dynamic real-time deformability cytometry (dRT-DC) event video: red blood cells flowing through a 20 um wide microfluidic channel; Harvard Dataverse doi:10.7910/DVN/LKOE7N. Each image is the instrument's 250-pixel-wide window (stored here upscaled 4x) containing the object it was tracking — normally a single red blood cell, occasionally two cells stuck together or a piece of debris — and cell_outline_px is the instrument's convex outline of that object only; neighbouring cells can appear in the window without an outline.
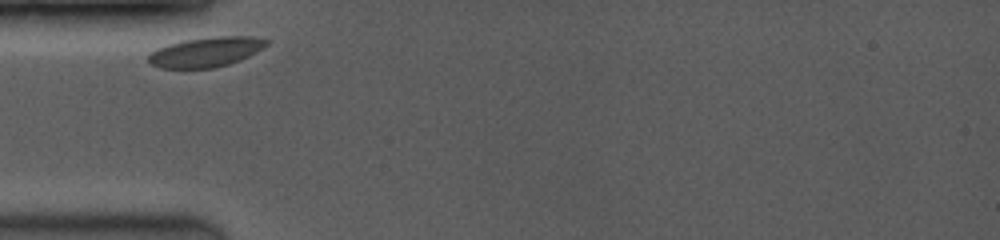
{"species": "common noctule bat (a hibernating species)", "species_latin": "Nyctalus noctula", "temperature_condition": "room temperature", "stored_images_in_passage": 25, "camera_frame_rate_fps": 3500, "um_per_image_px": 0.085, "animal": {"sex": "female", "body_mass_g": 19.0, "forearm_length_mm": 53.3}, "frame": {"image": 1, "passage_image": 1, "time_ms": 0.0, "image_size_px": [1000, 240], "cell_outline_px": [[268, 44], [264, 48], [240, 60], [228, 64], [212, 68], [160, 68], [152, 64], [148, 60], [148, 56], [156, 48], [168, 44], [184, 40], [216, 36], [252, 36], [268, 40]], "centroid_in_image_um": [17.51, 4.41], "position_along_channel_um": 67.5, "area_um2": 20.46}}
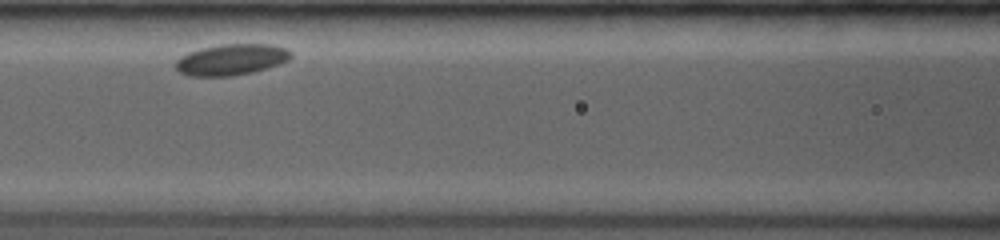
{"frame": {"image": 2, "passage_image": 5, "time_ms": 2.286, "image_size_px": [1000, 240], "cell_outline_px": [[292, 56], [288, 60], [280, 64], [252, 72], [232, 76], [192, 76], [180, 72], [176, 68], [176, 60], [180, 56], [188, 52], [200, 48], [220, 44], [272, 44], [288, 48], [292, 52]], "centroid_in_image_um": [19.69, 5.05], "position_along_channel_um": 146.9, "area_um2": 21.04}}
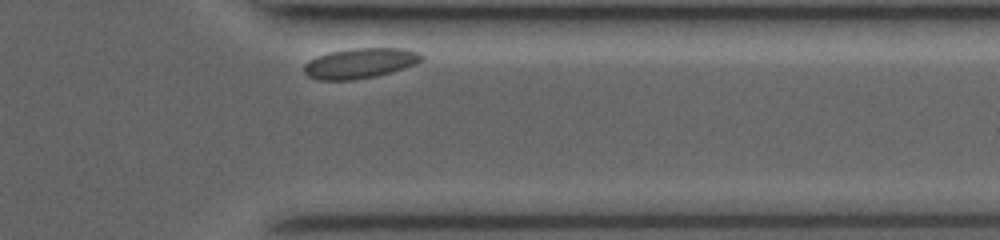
{"frame": {"image": 3, "passage_image": 25, "time_ms": 8.857, "image_size_px": [1000, 240], "cell_outline_px": [[424, 60], [416, 64], [404, 68], [376, 76], [352, 80], [316, 80], [308, 76], [304, 72], [304, 64], [308, 60], [316, 56], [328, 52], [352, 48], [404, 48], [420, 52], [424, 56]], "centroid_in_image_um": [30.61, 5.36], "position_along_channel_um": 380.8, "area_um2": 20.98}}